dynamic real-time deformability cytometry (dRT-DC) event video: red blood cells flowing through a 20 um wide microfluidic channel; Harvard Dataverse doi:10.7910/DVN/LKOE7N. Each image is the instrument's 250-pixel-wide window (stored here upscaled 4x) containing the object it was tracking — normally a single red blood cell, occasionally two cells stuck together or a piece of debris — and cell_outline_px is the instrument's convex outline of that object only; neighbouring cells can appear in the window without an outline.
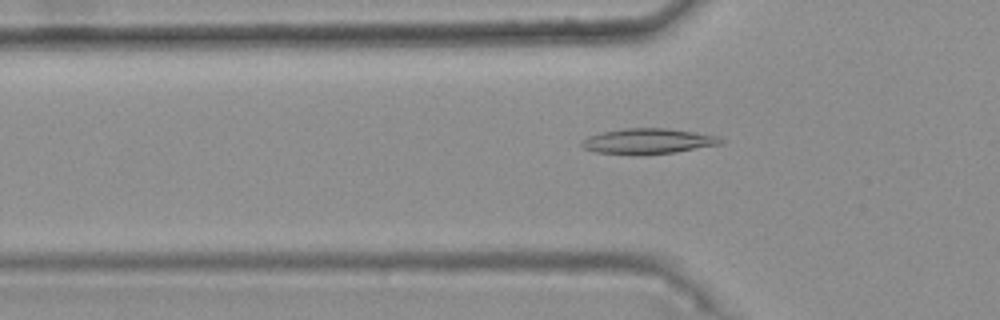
{"species": "common noctule bat (a hibernating species)", "species_latin": "Nyctalus noctula", "temperature_condition": "warm", "stored_images_in_passage": 49, "camera_frame_rate_fps": 3000, "um_per_image_px": 0.085, "animal": {"sex": "female", "body_mass_g": 25.1}, "frame": {"image": 1, "passage_image": 18, "time_ms": 5.667, "image_size_px": [1000, 320], "cell_outline_px": [[724, 140], [720, 144], [676, 152], [644, 156], [636, 156], [596, 152], [584, 148], [580, 144], [588, 136], [604, 132], [624, 128], [664, 128], [720, 136]], "centroid_in_image_um": [55.07, 12.02], "position_along_channel_um": 70.7, "area_um2": 20.75}}
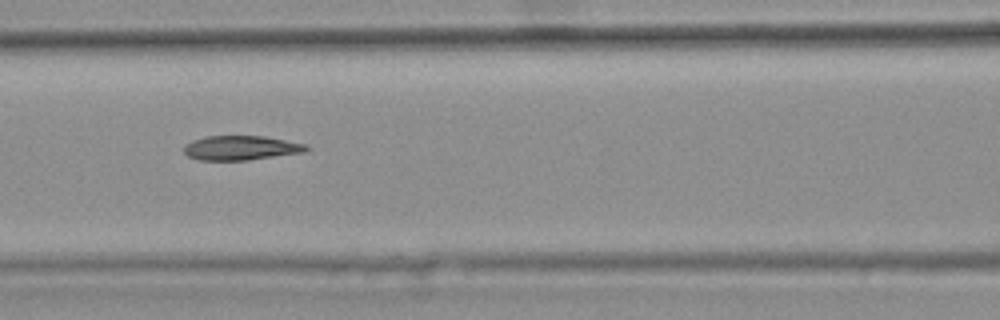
{"frame": {"image": 2, "passage_image": 24, "time_ms": 7.667, "image_size_px": [1000, 320], "cell_outline_px": [[312, 148], [304, 152], [248, 160], [200, 160], [188, 156], [184, 152], [184, 144], [192, 140], [208, 136], [264, 136], [308, 144]], "centroid_in_image_um": [20.51, 12.57], "position_along_channel_um": 146.1, "area_um2": 17.51}}
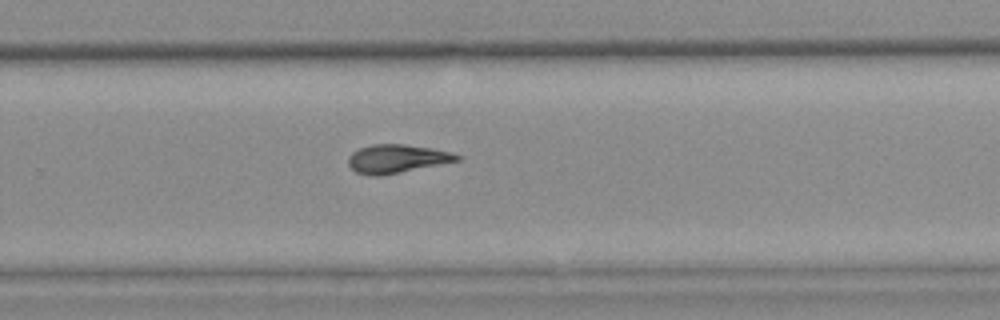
{"frame": {"image": 3, "passage_image": 36, "time_ms": 11.667, "image_size_px": [1000, 320], "cell_outline_px": [[460, 160], [384, 176], [368, 176], [356, 172], [348, 164], [348, 156], [352, 152], [360, 148], [372, 144], [404, 144], [432, 148], [452, 152], [460, 156]], "centroid_in_image_um": [33.71, 13.5], "position_along_channel_um": 296.1, "area_um2": 18.21}, "authors_computed_cell_mechanics": {"area_um2": 18.1492, "velocity_mm_per_s": 3.7674, "shape_relaxation_time_tau1_ms": 10.6431, "shape_relaxation_time_tau2_ms": 6.7556, "deformation_change_tau1": 0.2378, "deformation_change_tau2": 0.1452}}